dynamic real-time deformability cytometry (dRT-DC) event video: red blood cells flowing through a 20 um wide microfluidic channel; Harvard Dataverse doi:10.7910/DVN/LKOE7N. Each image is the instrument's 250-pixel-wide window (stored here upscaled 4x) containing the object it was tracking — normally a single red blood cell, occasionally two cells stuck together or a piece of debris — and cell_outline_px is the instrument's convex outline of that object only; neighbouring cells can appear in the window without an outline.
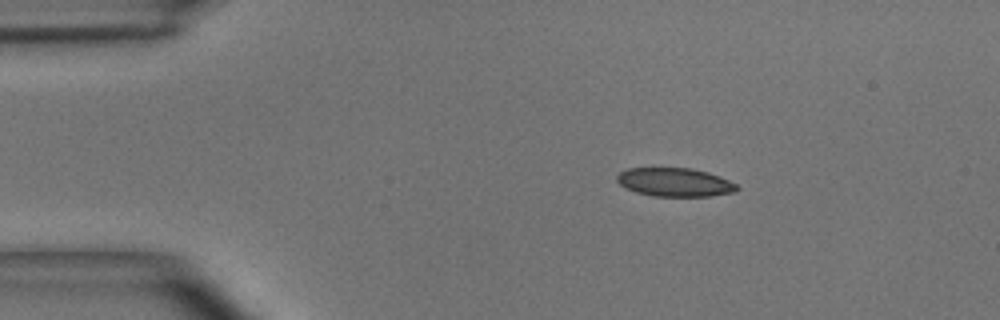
{"species": "common noctule bat (a hibernating species)", "species_latin": "Nyctalus noctula", "temperature_condition": "room temperature", "stored_images_in_passage": 42, "camera_frame_rate_fps": 3000, "um_per_image_px": 0.085, "animal": {"sex": "male", "body_mass_g": 15.6}, "frame": {"image": 1, "passage_image": 1, "time_ms": 0.0, "image_size_px": [1000, 320], "cell_outline_px": [[740, 188], [736, 192], [712, 196], [652, 196], [636, 192], [624, 188], [616, 180], [616, 176], [620, 172], [628, 168], [692, 168], [708, 172], [720, 176], [736, 184]], "centroid_in_image_um": [57.36, 15.49], "position_along_channel_um": 27.6, "area_um2": 20.17}}
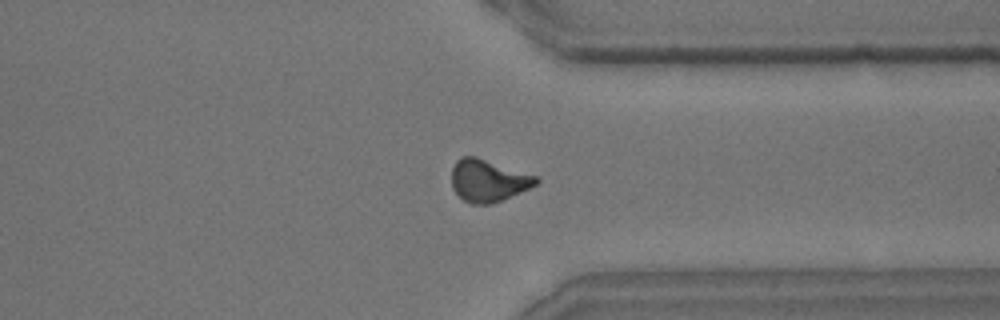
{"frame": {"image": 2, "passage_image": 31, "time_ms": 10.0, "image_size_px": [1000, 320], "cell_outline_px": [[540, 180], [536, 184], [520, 192], [492, 204], [472, 204], [464, 200], [452, 188], [452, 168], [456, 160], [460, 156], [476, 156], [536, 176]], "centroid_in_image_um": [41.46, 15.34], "position_along_channel_um": 369.9, "area_um2": 20.58}}
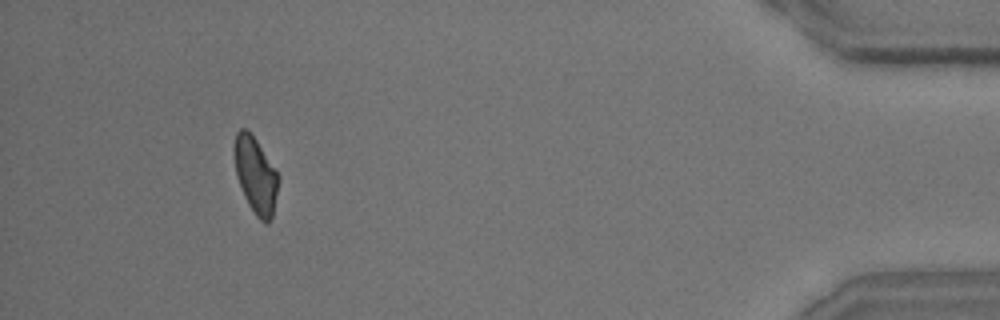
{"frame": {"image": 3, "passage_image": 39, "time_ms": 12.667, "image_size_px": [1000, 320], "cell_outline_px": [[280, 180], [272, 216], [268, 224], [264, 224], [256, 216], [248, 204], [244, 196], [236, 176], [232, 152], [232, 148], [236, 132], [240, 128], [244, 128], [256, 140], [280, 176]], "centroid_in_image_um": [21.71, 14.9], "position_along_channel_um": 413.5, "area_um2": 19.88}, "authors_computed_cell_mechanics": {"area_um2": 20.4612, "velocity_mm_per_s": 3.9781, "shape_relaxation_time_tau1_ms": 5.3781, "shape_relaxation_time_tau2_ms": 2.2005, "deformation_change_tau1": 0.164, "deformation_change_tau2": 0.0769}}